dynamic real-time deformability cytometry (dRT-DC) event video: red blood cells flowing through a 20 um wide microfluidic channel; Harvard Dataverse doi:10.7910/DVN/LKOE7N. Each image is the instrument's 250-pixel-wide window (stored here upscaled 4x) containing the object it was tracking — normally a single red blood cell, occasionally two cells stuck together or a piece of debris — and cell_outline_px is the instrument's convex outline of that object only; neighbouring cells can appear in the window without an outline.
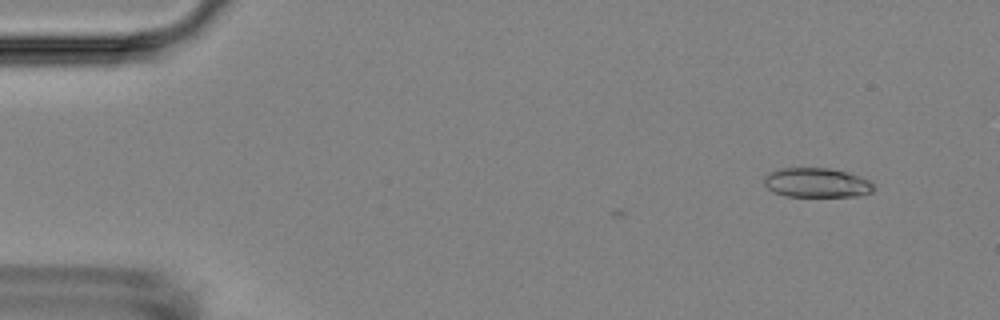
{"species": "Egyptian fruit bat (a non-hibernating species)", "species_latin": "Rousettus aegyptiacus", "temperature_condition": "room temperature", "stored_images_in_passage": 2, "camera_frame_rate_fps": 3000, "um_per_image_px": 0.085, "animal": {"sex": "female"}, "frame": {"image": 1, "passage_image": 2, "time_ms": 2.0, "image_size_px": [1000, 320], "cell_outline_px": [[872, 192], [860, 196], [788, 196], [772, 192], [764, 184], [764, 176], [780, 168], [828, 168], [860, 176], [868, 180], [872, 184]], "centroid_in_image_um": [69.39, 15.53], "position_along_channel_um": 15.6, "area_um2": 18.61}}